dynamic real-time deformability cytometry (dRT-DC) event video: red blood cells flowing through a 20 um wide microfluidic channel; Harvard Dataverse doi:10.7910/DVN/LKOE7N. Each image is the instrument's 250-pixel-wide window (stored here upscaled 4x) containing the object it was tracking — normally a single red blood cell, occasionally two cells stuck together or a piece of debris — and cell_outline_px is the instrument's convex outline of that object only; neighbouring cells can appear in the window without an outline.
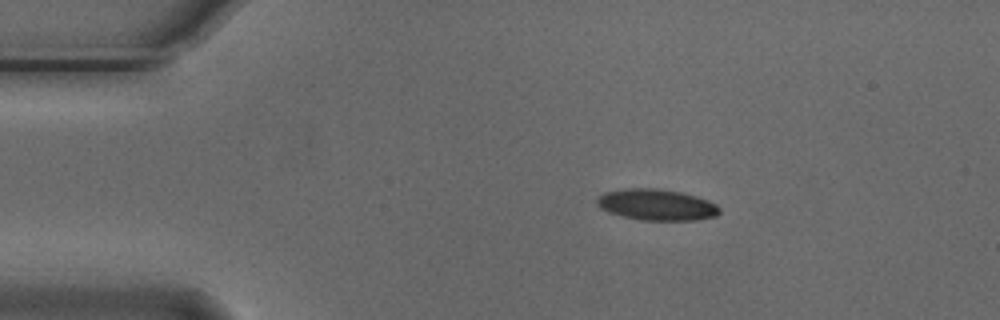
{"species": "Egyptian fruit bat (a non-hibernating species)", "species_latin": "Rousettus aegyptiacus", "temperature_condition": "cold", "stored_images_in_passage": 5, "camera_frame_rate_fps": 3000, "um_per_image_px": 0.085, "animal": {"sex": "male"}, "frame": {"image": 1, "passage_image": 2, "time_ms": 0.333, "image_size_px": [1000, 320], "cell_outline_px": [[720, 212], [716, 216], [696, 220], [640, 220], [608, 212], [600, 208], [596, 204], [596, 196], [604, 192], [624, 188], [656, 188], [680, 192], [696, 196], [708, 200], [716, 204], [720, 208]], "centroid_in_image_um": [55.78, 17.39], "position_along_channel_um": 29.2, "area_um2": 22.43}}
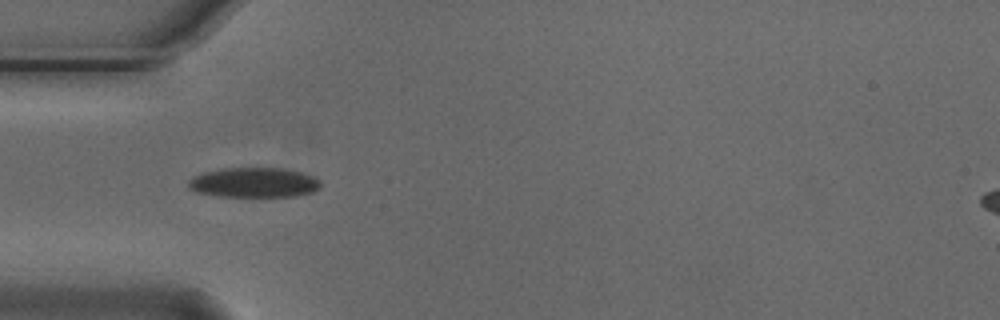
{"frame": {"image": 2, "passage_image": 4, "time_ms": 1.0, "image_size_px": [1000, 320], "cell_outline_px": [[320, 188], [312, 192], [296, 196], [216, 196], [196, 192], [188, 188], [188, 180], [192, 176], [204, 172], [224, 168], [284, 168], [300, 172], [312, 176], [320, 180]], "centroid_in_image_um": [21.55, 15.51], "position_along_channel_um": 63.4, "area_um2": 23.06}}
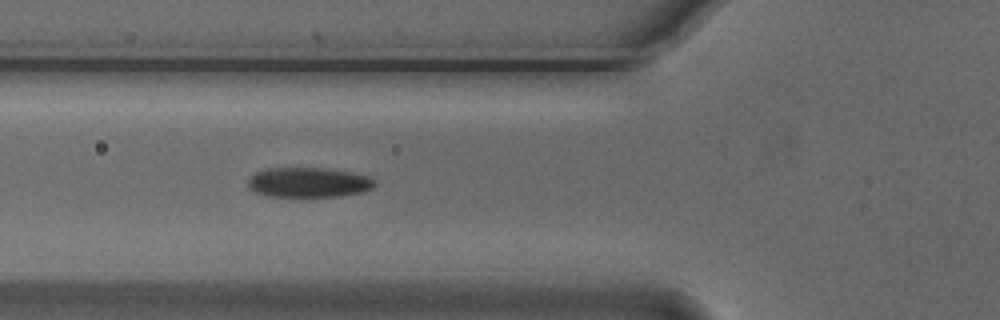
{"frame": {"image": 3, "passage_image": 5, "time_ms": 1.333, "image_size_px": [1000, 320], "cell_outline_px": [[376, 184], [372, 188], [364, 192], [340, 196], [304, 200], [268, 196], [252, 192], [248, 188], [248, 176], [264, 168], [328, 168], [352, 172], [368, 176], [376, 180]], "centroid_in_image_um": [26.19, 15.55], "position_along_channel_um": 99.6, "area_um2": 23.47}}